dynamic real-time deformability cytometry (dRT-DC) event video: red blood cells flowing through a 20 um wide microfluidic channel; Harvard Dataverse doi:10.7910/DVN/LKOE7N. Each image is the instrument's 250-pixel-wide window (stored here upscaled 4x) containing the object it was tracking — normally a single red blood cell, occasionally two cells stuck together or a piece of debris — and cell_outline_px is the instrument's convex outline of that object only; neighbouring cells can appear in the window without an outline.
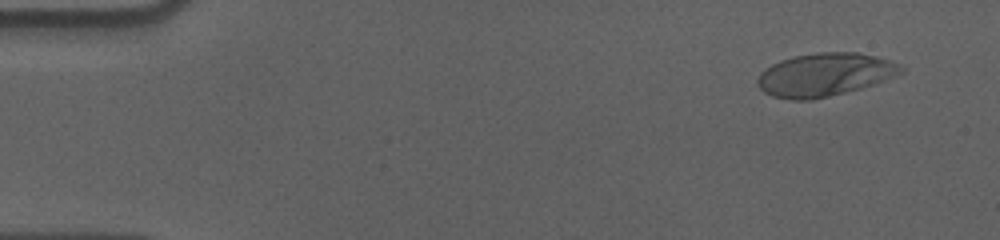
{"species": "human", "species_latin": "Homo sapiens", "temperature_condition": "cold", "stored_images_in_passage": 57, "camera_frame_rate_fps": 3000, "um_per_image_px": 0.085, "donor": {"sex": "male"}, "frame": {"image": 1, "passage_image": 4, "time_ms": 1.0, "image_size_px": [1000, 240], "cell_outline_px": [[904, 72], [872, 84], [860, 88], [812, 100], [792, 100], [772, 96], [764, 92], [756, 84], [756, 80], [760, 72], [764, 68], [780, 60], [796, 56], [820, 52], [856, 52], [876, 56], [900, 64], [904, 68]], "centroid_in_image_um": [70.06, 6.34], "position_along_channel_um": 14.9, "area_um2": 35.89}}
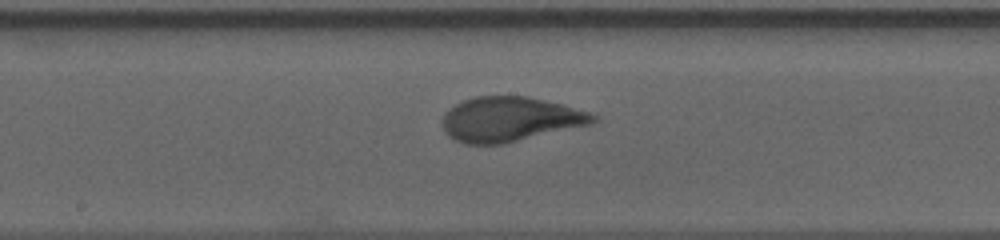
{"frame": {"image": 2, "passage_image": 30, "time_ms": 9.667, "image_size_px": [1000, 240], "cell_outline_px": [[600, 120], [592, 124], [500, 144], [464, 144], [452, 140], [444, 132], [444, 116], [456, 104], [464, 100], [476, 96], [528, 96], [560, 104], [588, 112], [600, 116]], "centroid_in_image_um": [43.37, 10.14], "position_along_channel_um": 204.8, "area_um2": 38.9}}
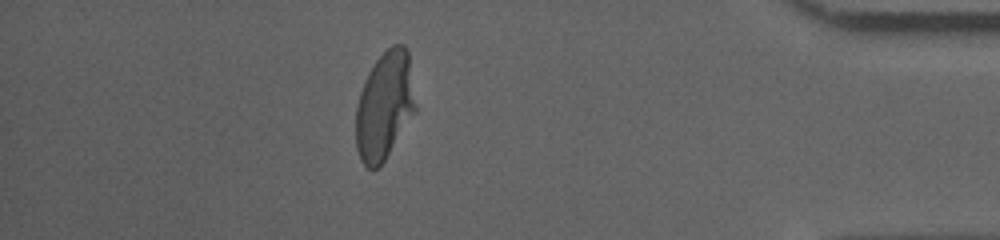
{"frame": {"image": 3, "passage_image": 50, "time_ms": 16.333, "image_size_px": [1000, 240], "cell_outline_px": [[416, 112], [384, 160], [372, 172], [360, 160], [356, 148], [356, 104], [364, 80], [368, 72], [376, 60], [392, 44], [404, 44], [408, 52], [416, 108]], "centroid_in_image_um": [32.67, 9.0], "position_along_channel_um": 402.5, "area_um2": 37.51}, "authors_computed_cell_mechanics": {"area_um2": 38.5526, "velocity_mm_per_s": 3.5765, "shape_relaxation_time_tau1_ms": 5.8476, "shape_relaxation_time_tau2_ms": null, "deformation_change_tau1": 0.2186, "deformation_change_tau2": null}}